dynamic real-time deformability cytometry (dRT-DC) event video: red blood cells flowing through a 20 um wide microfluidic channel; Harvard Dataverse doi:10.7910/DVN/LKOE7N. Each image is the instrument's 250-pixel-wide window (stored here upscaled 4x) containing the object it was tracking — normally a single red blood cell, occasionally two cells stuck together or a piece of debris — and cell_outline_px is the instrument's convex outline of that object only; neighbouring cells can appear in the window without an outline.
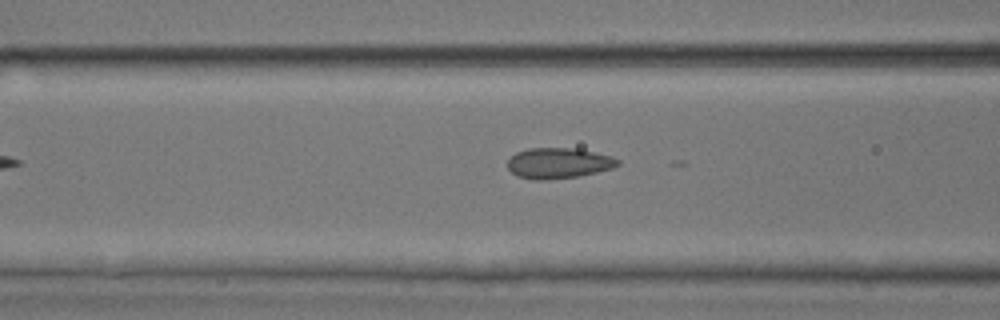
{"species": "common noctule bat (a hibernating species)", "species_latin": "Nyctalus noctula", "temperature_condition": "room temperature", "stored_images_in_passage": 6, "camera_frame_rate_fps": 3000, "um_per_image_px": 0.085, "animal": {"sex": "male", "body_mass_g": 17.9, "forearm_length_mm": 54.2}, "frame": {"image": 1, "passage_image": 4, "time_ms": 1.0, "image_size_px": [1000, 320], "cell_outline_px": [[620, 164], [612, 168], [580, 176], [548, 180], [536, 180], [516, 176], [508, 168], [508, 160], [516, 152], [528, 148], [576, 148], [612, 156], [620, 160]], "centroid_in_image_um": [47.47, 13.87], "position_along_channel_um": 119.1, "area_um2": 19.77}}